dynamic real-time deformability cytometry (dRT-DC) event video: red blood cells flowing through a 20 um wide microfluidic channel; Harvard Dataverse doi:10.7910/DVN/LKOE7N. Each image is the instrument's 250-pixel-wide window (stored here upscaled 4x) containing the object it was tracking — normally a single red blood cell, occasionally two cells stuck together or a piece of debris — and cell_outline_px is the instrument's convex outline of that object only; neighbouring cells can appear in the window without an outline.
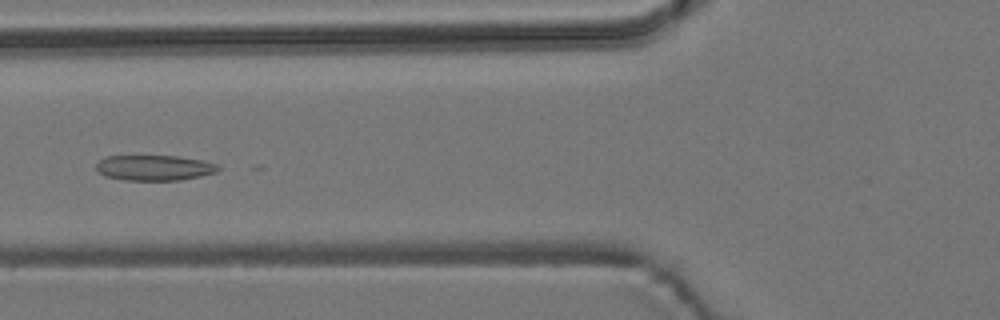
{"species": "common noctule bat (a hibernating species)", "species_latin": "Nyctalus noctula", "temperature_condition": "room temperature", "stored_images_in_passage": 56, "camera_frame_rate_fps": 3000, "um_per_image_px": 0.085, "animal": {"sex": "male", "body_mass_g": 19.2, "forearm_length_mm": 51.8}, "frame": {"image": 1, "passage_image": 22, "time_ms": 7.0, "image_size_px": [1000, 320], "cell_outline_px": [[220, 168], [216, 172], [200, 176], [180, 180], [124, 180], [104, 176], [96, 172], [96, 164], [104, 156], [176, 156], [204, 160], [216, 164]], "centroid_in_image_um": [13.08, 14.26], "position_along_channel_um": 112.7, "area_um2": 18.15}}
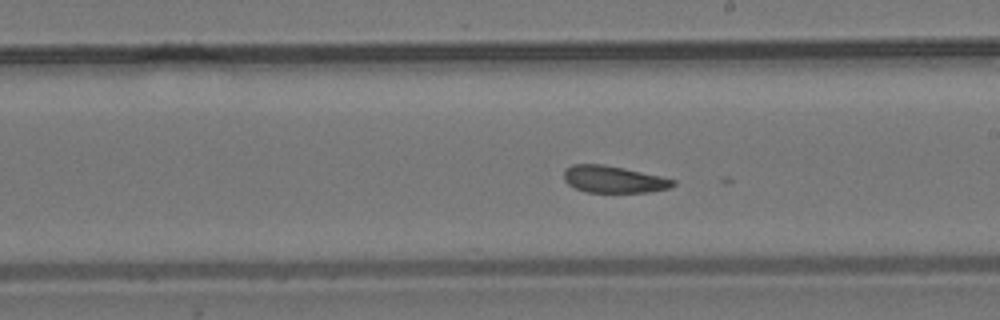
{"frame": {"image": 2, "passage_image": 32, "time_ms": 10.333, "image_size_px": [1000, 320], "cell_outline_px": [[676, 184], [668, 188], [648, 192], [588, 192], [576, 188], [568, 184], [564, 180], [564, 168], [572, 164], [604, 164], [624, 168], [660, 176], [676, 180]], "centroid_in_image_um": [52.13, 15.23], "position_along_channel_um": 236.9, "area_um2": 17.11}}
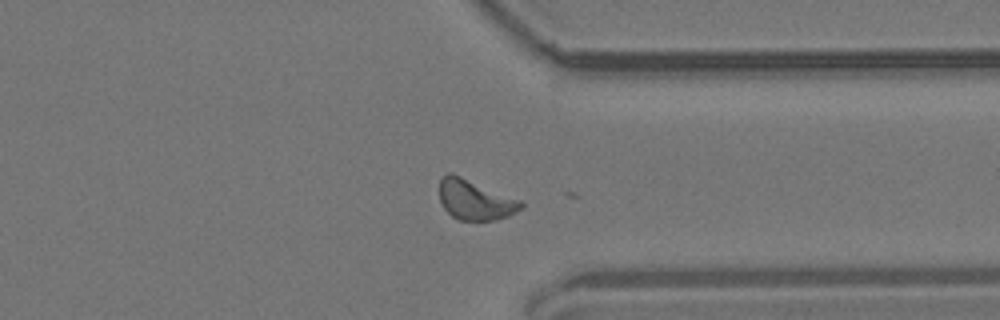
{"frame": {"image": 3, "passage_image": 43, "time_ms": 14.0, "image_size_px": [1000, 320], "cell_outline_px": [[524, 204], [520, 208], [508, 216], [496, 220], [460, 220], [452, 216], [444, 208], [440, 200], [440, 180], [448, 172], [452, 172], [520, 200]], "centroid_in_image_um": [40.36, 16.98], "position_along_channel_um": 371.0, "area_um2": 18.84}, "authors_computed_cell_mechanics": {"area_um2": 19.1607, "velocity_mm_per_s": 3.7233, "shape_relaxation_time_tau1_ms": null, "shape_relaxation_time_tau2_ms": 3.181, "deformation_change_tau1": null, "deformation_change_tau2": 0.1059}}